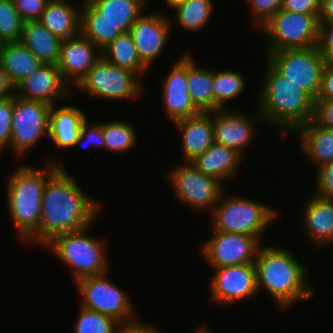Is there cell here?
<instances>
[{
    "mask_svg": "<svg viewBox=\"0 0 333 333\" xmlns=\"http://www.w3.org/2000/svg\"><path fill=\"white\" fill-rule=\"evenodd\" d=\"M286 246L282 243L278 245L277 241L275 244L265 242L254 262L259 296L266 293L282 315L289 310L295 311L299 303L305 305L307 301L313 302L319 297V290L311 278L316 269L313 270L296 255L297 252L294 253V249Z\"/></svg>",
    "mask_w": 333,
    "mask_h": 333,
    "instance_id": "1",
    "label": "cell"
},
{
    "mask_svg": "<svg viewBox=\"0 0 333 333\" xmlns=\"http://www.w3.org/2000/svg\"><path fill=\"white\" fill-rule=\"evenodd\" d=\"M104 205L86 193L69 170L58 169L47 180L43 190L38 247L43 248L55 235L78 231L93 224L102 216Z\"/></svg>",
    "mask_w": 333,
    "mask_h": 333,
    "instance_id": "2",
    "label": "cell"
},
{
    "mask_svg": "<svg viewBox=\"0 0 333 333\" xmlns=\"http://www.w3.org/2000/svg\"><path fill=\"white\" fill-rule=\"evenodd\" d=\"M40 165L29 164L26 160L16 162L4 186L9 222L19 243L26 246L38 247L43 190L47 180L59 169L54 163L42 162Z\"/></svg>",
    "mask_w": 333,
    "mask_h": 333,
    "instance_id": "3",
    "label": "cell"
},
{
    "mask_svg": "<svg viewBox=\"0 0 333 333\" xmlns=\"http://www.w3.org/2000/svg\"><path fill=\"white\" fill-rule=\"evenodd\" d=\"M263 61L260 87L253 106L261 113L266 129L272 128L289 139L298 127L313 119L315 100L287 80L265 57Z\"/></svg>",
    "mask_w": 333,
    "mask_h": 333,
    "instance_id": "4",
    "label": "cell"
},
{
    "mask_svg": "<svg viewBox=\"0 0 333 333\" xmlns=\"http://www.w3.org/2000/svg\"><path fill=\"white\" fill-rule=\"evenodd\" d=\"M231 192L227 188L224 190L209 215L210 230L255 236L263 243L267 242V231L281 219V210L239 191Z\"/></svg>",
    "mask_w": 333,
    "mask_h": 333,
    "instance_id": "5",
    "label": "cell"
},
{
    "mask_svg": "<svg viewBox=\"0 0 333 333\" xmlns=\"http://www.w3.org/2000/svg\"><path fill=\"white\" fill-rule=\"evenodd\" d=\"M97 222L98 219L84 229L55 235L43 246L66 266L74 283L84 277L111 271L109 240L90 233Z\"/></svg>",
    "mask_w": 333,
    "mask_h": 333,
    "instance_id": "6",
    "label": "cell"
},
{
    "mask_svg": "<svg viewBox=\"0 0 333 333\" xmlns=\"http://www.w3.org/2000/svg\"><path fill=\"white\" fill-rule=\"evenodd\" d=\"M177 161L164 174L175 203L195 214L208 213L209 216L226 189L225 185L215 177L201 173L191 162Z\"/></svg>",
    "mask_w": 333,
    "mask_h": 333,
    "instance_id": "7",
    "label": "cell"
},
{
    "mask_svg": "<svg viewBox=\"0 0 333 333\" xmlns=\"http://www.w3.org/2000/svg\"><path fill=\"white\" fill-rule=\"evenodd\" d=\"M145 83L133 72L110 64L103 57L73 89L96 100L111 102L137 101L145 98ZM106 99V100H105Z\"/></svg>",
    "mask_w": 333,
    "mask_h": 333,
    "instance_id": "8",
    "label": "cell"
},
{
    "mask_svg": "<svg viewBox=\"0 0 333 333\" xmlns=\"http://www.w3.org/2000/svg\"><path fill=\"white\" fill-rule=\"evenodd\" d=\"M109 273L84 277L73 283L80 295L79 306L112 317L119 323L136 320L141 314L136 311L134 298L115 284Z\"/></svg>",
    "mask_w": 333,
    "mask_h": 333,
    "instance_id": "9",
    "label": "cell"
},
{
    "mask_svg": "<svg viewBox=\"0 0 333 333\" xmlns=\"http://www.w3.org/2000/svg\"><path fill=\"white\" fill-rule=\"evenodd\" d=\"M320 15H306L280 9L256 32L264 52L307 49L317 46Z\"/></svg>",
    "mask_w": 333,
    "mask_h": 333,
    "instance_id": "10",
    "label": "cell"
},
{
    "mask_svg": "<svg viewBox=\"0 0 333 333\" xmlns=\"http://www.w3.org/2000/svg\"><path fill=\"white\" fill-rule=\"evenodd\" d=\"M50 109L51 105L42 101L13 97L9 154L15 156V161L24 162L34 148L38 150L43 138L48 141Z\"/></svg>",
    "mask_w": 333,
    "mask_h": 333,
    "instance_id": "11",
    "label": "cell"
},
{
    "mask_svg": "<svg viewBox=\"0 0 333 333\" xmlns=\"http://www.w3.org/2000/svg\"><path fill=\"white\" fill-rule=\"evenodd\" d=\"M208 302L222 308L231 307L259 297L254 263L209 268Z\"/></svg>",
    "mask_w": 333,
    "mask_h": 333,
    "instance_id": "12",
    "label": "cell"
},
{
    "mask_svg": "<svg viewBox=\"0 0 333 333\" xmlns=\"http://www.w3.org/2000/svg\"><path fill=\"white\" fill-rule=\"evenodd\" d=\"M263 53L264 57L287 80L298 85L316 100L321 86L322 72L326 64V59L317 46Z\"/></svg>",
    "mask_w": 333,
    "mask_h": 333,
    "instance_id": "13",
    "label": "cell"
},
{
    "mask_svg": "<svg viewBox=\"0 0 333 333\" xmlns=\"http://www.w3.org/2000/svg\"><path fill=\"white\" fill-rule=\"evenodd\" d=\"M239 109L212 111V124L215 143L235 150L244 158L248 150L255 147L259 127L265 129L266 125L255 105L248 109L251 113Z\"/></svg>",
    "mask_w": 333,
    "mask_h": 333,
    "instance_id": "14",
    "label": "cell"
},
{
    "mask_svg": "<svg viewBox=\"0 0 333 333\" xmlns=\"http://www.w3.org/2000/svg\"><path fill=\"white\" fill-rule=\"evenodd\" d=\"M200 242L199 253L210 268L254 263L263 242L255 236L210 230Z\"/></svg>",
    "mask_w": 333,
    "mask_h": 333,
    "instance_id": "15",
    "label": "cell"
},
{
    "mask_svg": "<svg viewBox=\"0 0 333 333\" xmlns=\"http://www.w3.org/2000/svg\"><path fill=\"white\" fill-rule=\"evenodd\" d=\"M171 60L167 74L159 81L162 114L173 124L177 120L194 117L201 111L192 102L187 82V51Z\"/></svg>",
    "mask_w": 333,
    "mask_h": 333,
    "instance_id": "16",
    "label": "cell"
},
{
    "mask_svg": "<svg viewBox=\"0 0 333 333\" xmlns=\"http://www.w3.org/2000/svg\"><path fill=\"white\" fill-rule=\"evenodd\" d=\"M172 33L166 10L158 8L144 12L129 30L141 61L151 71L155 61L162 58L161 55H166L164 52L169 47L167 44Z\"/></svg>",
    "mask_w": 333,
    "mask_h": 333,
    "instance_id": "17",
    "label": "cell"
},
{
    "mask_svg": "<svg viewBox=\"0 0 333 333\" xmlns=\"http://www.w3.org/2000/svg\"><path fill=\"white\" fill-rule=\"evenodd\" d=\"M73 99L75 101V98L72 96L70 99L65 101V104L63 105L60 103L51 106L49 112L48 139L50 145H53L56 151L53 154V157H51L52 154L50 153V156H48L49 154L45 155L47 158L43 156L44 158L42 160L44 162L58 164V168L61 170H67L65 165L66 163L57 156L62 154L61 156L63 158V154L65 155V152L67 153L68 149H74L75 143L80 135L83 122L88 118V113L81 107H78L77 103L74 105V102H69L73 101ZM57 152H59L58 155H55ZM54 155L56 156L55 158Z\"/></svg>",
    "mask_w": 333,
    "mask_h": 333,
    "instance_id": "18",
    "label": "cell"
},
{
    "mask_svg": "<svg viewBox=\"0 0 333 333\" xmlns=\"http://www.w3.org/2000/svg\"><path fill=\"white\" fill-rule=\"evenodd\" d=\"M304 202L298 208L301 213L299 228L313 251L330 250L333 244V199L319 197L308 192Z\"/></svg>",
    "mask_w": 333,
    "mask_h": 333,
    "instance_id": "19",
    "label": "cell"
},
{
    "mask_svg": "<svg viewBox=\"0 0 333 333\" xmlns=\"http://www.w3.org/2000/svg\"><path fill=\"white\" fill-rule=\"evenodd\" d=\"M74 94L56 64H43L15 86V96L42 101L51 106L76 97Z\"/></svg>",
    "mask_w": 333,
    "mask_h": 333,
    "instance_id": "20",
    "label": "cell"
},
{
    "mask_svg": "<svg viewBox=\"0 0 333 333\" xmlns=\"http://www.w3.org/2000/svg\"><path fill=\"white\" fill-rule=\"evenodd\" d=\"M102 58V51L82 34L61 41L58 69L72 90Z\"/></svg>",
    "mask_w": 333,
    "mask_h": 333,
    "instance_id": "21",
    "label": "cell"
},
{
    "mask_svg": "<svg viewBox=\"0 0 333 333\" xmlns=\"http://www.w3.org/2000/svg\"><path fill=\"white\" fill-rule=\"evenodd\" d=\"M172 125L176 129L174 131L179 132L178 141H181L179 150L183 160L179 162H191L215 143L212 111L177 120Z\"/></svg>",
    "mask_w": 333,
    "mask_h": 333,
    "instance_id": "22",
    "label": "cell"
},
{
    "mask_svg": "<svg viewBox=\"0 0 333 333\" xmlns=\"http://www.w3.org/2000/svg\"><path fill=\"white\" fill-rule=\"evenodd\" d=\"M246 160L235 150L214 143L202 155L191 161L201 173L215 177L226 187L241 177L243 161ZM231 181V182H230Z\"/></svg>",
    "mask_w": 333,
    "mask_h": 333,
    "instance_id": "23",
    "label": "cell"
},
{
    "mask_svg": "<svg viewBox=\"0 0 333 333\" xmlns=\"http://www.w3.org/2000/svg\"><path fill=\"white\" fill-rule=\"evenodd\" d=\"M296 138L299 153L311 163L312 170L333 161V129L317 125L313 120L298 127L289 138ZM301 151V152H300Z\"/></svg>",
    "mask_w": 333,
    "mask_h": 333,
    "instance_id": "24",
    "label": "cell"
},
{
    "mask_svg": "<svg viewBox=\"0 0 333 333\" xmlns=\"http://www.w3.org/2000/svg\"><path fill=\"white\" fill-rule=\"evenodd\" d=\"M82 2L50 0L38 21L61 40L76 37L81 34Z\"/></svg>",
    "mask_w": 333,
    "mask_h": 333,
    "instance_id": "25",
    "label": "cell"
},
{
    "mask_svg": "<svg viewBox=\"0 0 333 333\" xmlns=\"http://www.w3.org/2000/svg\"><path fill=\"white\" fill-rule=\"evenodd\" d=\"M214 0H186L172 9L168 16L172 31L175 28L190 35L204 32L213 15H217Z\"/></svg>",
    "mask_w": 333,
    "mask_h": 333,
    "instance_id": "26",
    "label": "cell"
},
{
    "mask_svg": "<svg viewBox=\"0 0 333 333\" xmlns=\"http://www.w3.org/2000/svg\"><path fill=\"white\" fill-rule=\"evenodd\" d=\"M235 69L229 67L219 71L218 67H213V111L235 109L231 104L239 102L238 99L243 98V93L250 88L245 71Z\"/></svg>",
    "mask_w": 333,
    "mask_h": 333,
    "instance_id": "27",
    "label": "cell"
},
{
    "mask_svg": "<svg viewBox=\"0 0 333 333\" xmlns=\"http://www.w3.org/2000/svg\"><path fill=\"white\" fill-rule=\"evenodd\" d=\"M88 2L123 33H128L134 22L151 8L149 4L151 0H88Z\"/></svg>",
    "mask_w": 333,
    "mask_h": 333,
    "instance_id": "28",
    "label": "cell"
},
{
    "mask_svg": "<svg viewBox=\"0 0 333 333\" xmlns=\"http://www.w3.org/2000/svg\"><path fill=\"white\" fill-rule=\"evenodd\" d=\"M187 50V82L190 98L201 112L213 111V66L199 65L198 60Z\"/></svg>",
    "mask_w": 333,
    "mask_h": 333,
    "instance_id": "29",
    "label": "cell"
},
{
    "mask_svg": "<svg viewBox=\"0 0 333 333\" xmlns=\"http://www.w3.org/2000/svg\"><path fill=\"white\" fill-rule=\"evenodd\" d=\"M61 39L49 32L39 21L23 24L20 42L43 64H56L59 59Z\"/></svg>",
    "mask_w": 333,
    "mask_h": 333,
    "instance_id": "30",
    "label": "cell"
},
{
    "mask_svg": "<svg viewBox=\"0 0 333 333\" xmlns=\"http://www.w3.org/2000/svg\"><path fill=\"white\" fill-rule=\"evenodd\" d=\"M43 63L20 41L3 43L0 66L16 86Z\"/></svg>",
    "mask_w": 333,
    "mask_h": 333,
    "instance_id": "31",
    "label": "cell"
},
{
    "mask_svg": "<svg viewBox=\"0 0 333 333\" xmlns=\"http://www.w3.org/2000/svg\"><path fill=\"white\" fill-rule=\"evenodd\" d=\"M102 57L110 64L135 73L146 84L150 69L141 61L131 35L123 33L102 50ZM148 72V73H147Z\"/></svg>",
    "mask_w": 333,
    "mask_h": 333,
    "instance_id": "32",
    "label": "cell"
},
{
    "mask_svg": "<svg viewBox=\"0 0 333 333\" xmlns=\"http://www.w3.org/2000/svg\"><path fill=\"white\" fill-rule=\"evenodd\" d=\"M81 34L102 51L123 32L106 20L88 1H83Z\"/></svg>",
    "mask_w": 333,
    "mask_h": 333,
    "instance_id": "33",
    "label": "cell"
},
{
    "mask_svg": "<svg viewBox=\"0 0 333 333\" xmlns=\"http://www.w3.org/2000/svg\"><path fill=\"white\" fill-rule=\"evenodd\" d=\"M133 121L122 119H109L102 121L103 138L105 142V153L126 154L134 150L139 144L140 131L136 130ZM137 145V146H136Z\"/></svg>",
    "mask_w": 333,
    "mask_h": 333,
    "instance_id": "34",
    "label": "cell"
},
{
    "mask_svg": "<svg viewBox=\"0 0 333 333\" xmlns=\"http://www.w3.org/2000/svg\"><path fill=\"white\" fill-rule=\"evenodd\" d=\"M73 333H114L118 321L107 315L83 308L78 305Z\"/></svg>",
    "mask_w": 333,
    "mask_h": 333,
    "instance_id": "35",
    "label": "cell"
},
{
    "mask_svg": "<svg viewBox=\"0 0 333 333\" xmlns=\"http://www.w3.org/2000/svg\"><path fill=\"white\" fill-rule=\"evenodd\" d=\"M24 21L15 9L12 0H0V39L4 42H19Z\"/></svg>",
    "mask_w": 333,
    "mask_h": 333,
    "instance_id": "36",
    "label": "cell"
},
{
    "mask_svg": "<svg viewBox=\"0 0 333 333\" xmlns=\"http://www.w3.org/2000/svg\"><path fill=\"white\" fill-rule=\"evenodd\" d=\"M244 3L248 4V18L251 19V29L254 28V33L260 30L282 7V0H243L242 4Z\"/></svg>",
    "mask_w": 333,
    "mask_h": 333,
    "instance_id": "37",
    "label": "cell"
},
{
    "mask_svg": "<svg viewBox=\"0 0 333 333\" xmlns=\"http://www.w3.org/2000/svg\"><path fill=\"white\" fill-rule=\"evenodd\" d=\"M87 118L81 127L80 135L75 143L74 149L82 148H102L105 151V142L103 138L102 121L90 120Z\"/></svg>",
    "mask_w": 333,
    "mask_h": 333,
    "instance_id": "38",
    "label": "cell"
},
{
    "mask_svg": "<svg viewBox=\"0 0 333 333\" xmlns=\"http://www.w3.org/2000/svg\"><path fill=\"white\" fill-rule=\"evenodd\" d=\"M313 174L310 186L313 188L310 192L322 198L333 199V161L317 167Z\"/></svg>",
    "mask_w": 333,
    "mask_h": 333,
    "instance_id": "39",
    "label": "cell"
},
{
    "mask_svg": "<svg viewBox=\"0 0 333 333\" xmlns=\"http://www.w3.org/2000/svg\"><path fill=\"white\" fill-rule=\"evenodd\" d=\"M13 97L0 100V156L10 151ZM5 152V153H4Z\"/></svg>",
    "mask_w": 333,
    "mask_h": 333,
    "instance_id": "40",
    "label": "cell"
},
{
    "mask_svg": "<svg viewBox=\"0 0 333 333\" xmlns=\"http://www.w3.org/2000/svg\"><path fill=\"white\" fill-rule=\"evenodd\" d=\"M50 0H12L22 20L38 21Z\"/></svg>",
    "mask_w": 333,
    "mask_h": 333,
    "instance_id": "41",
    "label": "cell"
},
{
    "mask_svg": "<svg viewBox=\"0 0 333 333\" xmlns=\"http://www.w3.org/2000/svg\"><path fill=\"white\" fill-rule=\"evenodd\" d=\"M317 48L326 62L333 63V22H319Z\"/></svg>",
    "mask_w": 333,
    "mask_h": 333,
    "instance_id": "42",
    "label": "cell"
},
{
    "mask_svg": "<svg viewBox=\"0 0 333 333\" xmlns=\"http://www.w3.org/2000/svg\"><path fill=\"white\" fill-rule=\"evenodd\" d=\"M312 120L321 127L333 129V99H316Z\"/></svg>",
    "mask_w": 333,
    "mask_h": 333,
    "instance_id": "43",
    "label": "cell"
},
{
    "mask_svg": "<svg viewBox=\"0 0 333 333\" xmlns=\"http://www.w3.org/2000/svg\"><path fill=\"white\" fill-rule=\"evenodd\" d=\"M321 0H282L281 9L306 15H320Z\"/></svg>",
    "mask_w": 333,
    "mask_h": 333,
    "instance_id": "44",
    "label": "cell"
},
{
    "mask_svg": "<svg viewBox=\"0 0 333 333\" xmlns=\"http://www.w3.org/2000/svg\"><path fill=\"white\" fill-rule=\"evenodd\" d=\"M143 316L128 323H120L114 333H164L159 326L149 323ZM166 333V332H165Z\"/></svg>",
    "mask_w": 333,
    "mask_h": 333,
    "instance_id": "45",
    "label": "cell"
},
{
    "mask_svg": "<svg viewBox=\"0 0 333 333\" xmlns=\"http://www.w3.org/2000/svg\"><path fill=\"white\" fill-rule=\"evenodd\" d=\"M316 99H333V63L326 62L322 77L321 86Z\"/></svg>",
    "mask_w": 333,
    "mask_h": 333,
    "instance_id": "46",
    "label": "cell"
},
{
    "mask_svg": "<svg viewBox=\"0 0 333 333\" xmlns=\"http://www.w3.org/2000/svg\"><path fill=\"white\" fill-rule=\"evenodd\" d=\"M15 96V85L10 80L8 74L0 66V100Z\"/></svg>",
    "mask_w": 333,
    "mask_h": 333,
    "instance_id": "47",
    "label": "cell"
},
{
    "mask_svg": "<svg viewBox=\"0 0 333 333\" xmlns=\"http://www.w3.org/2000/svg\"><path fill=\"white\" fill-rule=\"evenodd\" d=\"M319 22H333V0H321Z\"/></svg>",
    "mask_w": 333,
    "mask_h": 333,
    "instance_id": "48",
    "label": "cell"
},
{
    "mask_svg": "<svg viewBox=\"0 0 333 333\" xmlns=\"http://www.w3.org/2000/svg\"><path fill=\"white\" fill-rule=\"evenodd\" d=\"M207 322H201L198 324V326L194 327V330H192L194 333H215L214 330H212V326L209 325Z\"/></svg>",
    "mask_w": 333,
    "mask_h": 333,
    "instance_id": "49",
    "label": "cell"
},
{
    "mask_svg": "<svg viewBox=\"0 0 333 333\" xmlns=\"http://www.w3.org/2000/svg\"><path fill=\"white\" fill-rule=\"evenodd\" d=\"M185 1L186 0H164V6L163 7L167 8V11H170V10L174 9L177 5L182 4Z\"/></svg>",
    "mask_w": 333,
    "mask_h": 333,
    "instance_id": "50",
    "label": "cell"
},
{
    "mask_svg": "<svg viewBox=\"0 0 333 333\" xmlns=\"http://www.w3.org/2000/svg\"><path fill=\"white\" fill-rule=\"evenodd\" d=\"M3 43H4V42L0 39V51H1V48H2Z\"/></svg>",
    "mask_w": 333,
    "mask_h": 333,
    "instance_id": "51",
    "label": "cell"
},
{
    "mask_svg": "<svg viewBox=\"0 0 333 333\" xmlns=\"http://www.w3.org/2000/svg\"><path fill=\"white\" fill-rule=\"evenodd\" d=\"M233 333H234V332H233ZM238 333H240V332L238 331ZM241 333H251V331H250V332H247V331L245 332V331H243V332H241Z\"/></svg>",
    "mask_w": 333,
    "mask_h": 333,
    "instance_id": "52",
    "label": "cell"
}]
</instances>
